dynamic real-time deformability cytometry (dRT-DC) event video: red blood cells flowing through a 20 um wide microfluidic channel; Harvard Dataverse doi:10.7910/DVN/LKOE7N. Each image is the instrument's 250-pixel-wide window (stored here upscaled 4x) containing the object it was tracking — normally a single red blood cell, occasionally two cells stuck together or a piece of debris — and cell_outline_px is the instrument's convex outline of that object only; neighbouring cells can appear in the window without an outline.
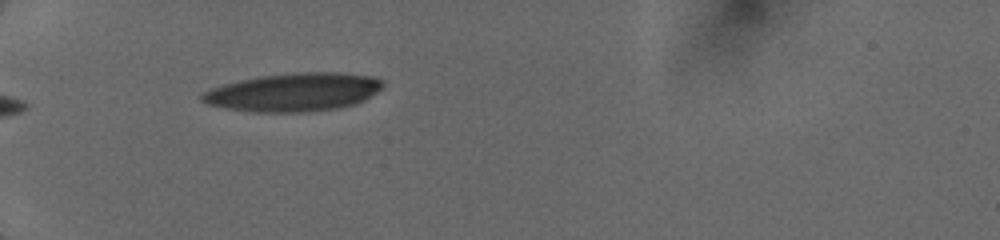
{"species": "human", "species_latin": "Homo sapiens", "temperature_condition": "cold", "stored_images_in_passage": 6, "camera_frame_rate_fps": 3000, "um_per_image_px": 0.085, "donor": {"sex": "female"}, "frame": {"image": 1, "passage_image": 1, "time_ms": 0.0, "image_size_px": [1000, 240], "cell_outline_px": [[384, 84], [376, 92], [364, 100], [356, 104], [336, 108], [308, 112], [252, 112], [224, 108], [208, 104], [200, 100], [200, 96], [204, 92], [212, 88], [224, 84], [240, 80], [260, 76], [296, 72], [340, 72], [376, 76], [384, 80]], "centroid_in_image_um": [24.99, 7.83], "position_along_channel_um": 60.0, "area_um2": 40.58}}
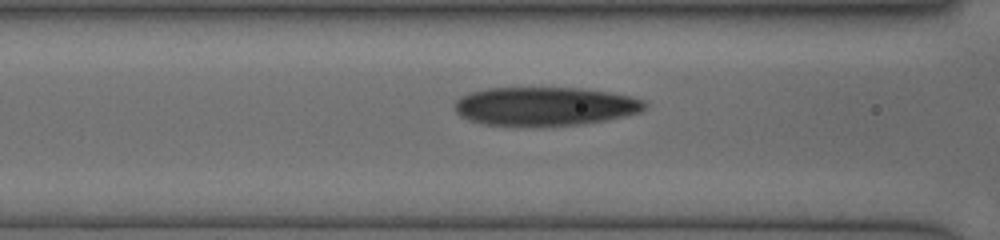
{"frame": {"image": 2, "passage_image": 3, "time_ms": 0.667, "image_size_px": [1000, 240], "cell_outline_px": [[648, 104], [640, 112], [608, 120], [580, 124], [484, 124], [468, 120], [460, 116], [456, 112], [456, 100], [460, 96], [468, 92], [484, 88], [580, 88], [608, 92], [628, 96], [644, 100]], "centroid_in_image_um": [46.31, 9.01], "position_along_channel_um": 120.3, "area_um2": 42.19}}